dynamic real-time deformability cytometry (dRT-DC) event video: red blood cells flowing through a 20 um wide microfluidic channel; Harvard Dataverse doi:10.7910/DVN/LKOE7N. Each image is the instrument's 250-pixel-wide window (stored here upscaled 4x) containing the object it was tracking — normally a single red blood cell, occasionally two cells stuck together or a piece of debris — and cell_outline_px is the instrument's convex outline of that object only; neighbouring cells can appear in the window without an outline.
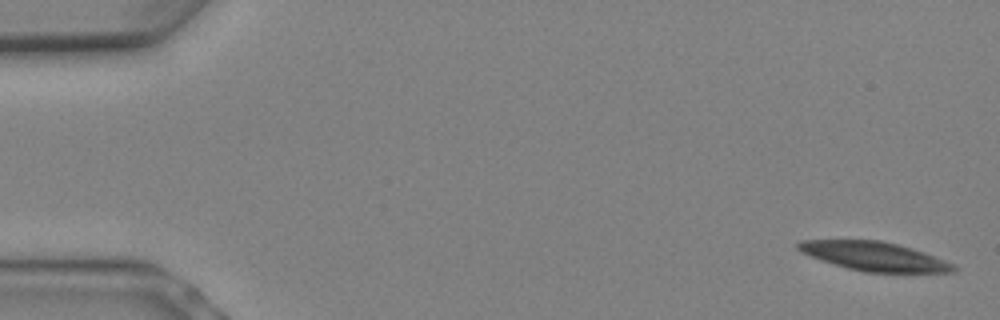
{"species": "Egyptian fruit bat (a non-hibernating species)", "species_latin": "Rousettus aegyptiacus", "temperature_condition": "warm", "stored_images_in_passage": 9, "camera_frame_rate_fps": 3000, "um_per_image_px": 0.085, "animal": {"sex": "female"}, "frame": {"image": 1, "passage_image": 1, "time_ms": 0.0, "image_size_px": [1000, 320], "cell_outline_px": [[960, 268], [956, 272], [864, 272], [848, 268], [820, 260], [800, 252], [796, 248], [796, 244], [800, 240], [880, 240], [912, 248], [924, 252], [956, 264]], "centroid_in_image_um": [74.33, 21.79], "position_along_channel_um": 10.7, "area_um2": 26.3}}